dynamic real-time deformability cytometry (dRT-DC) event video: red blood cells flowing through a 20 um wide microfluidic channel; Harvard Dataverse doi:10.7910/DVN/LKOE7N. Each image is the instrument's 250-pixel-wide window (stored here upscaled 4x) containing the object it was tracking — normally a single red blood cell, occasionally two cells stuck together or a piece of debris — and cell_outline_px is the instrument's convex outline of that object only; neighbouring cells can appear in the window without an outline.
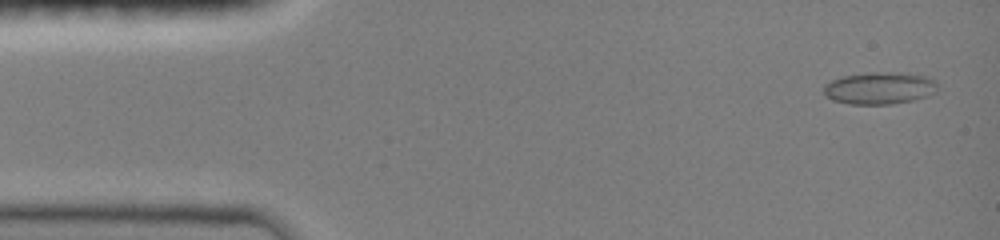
{"species": "common noctule bat (a hibernating species)", "species_latin": "Nyctalus noctula", "temperature_condition": "room temperature", "stored_images_in_passage": 47, "camera_frame_rate_fps": 3000, "um_per_image_px": 0.085, "animal": {"sex": "female", "body_mass_g": 19.0, "forearm_length_mm": 51.5}, "frame": {"image": 1, "passage_image": 2, "time_ms": 0.333, "image_size_px": [1000, 240], "cell_outline_px": [[936, 92], [912, 100], [892, 104], [848, 104], [832, 100], [824, 96], [824, 84], [832, 80], [844, 76], [864, 72], [900, 72], [924, 76], [936, 80]], "centroid_in_image_um": [74.72, 7.48], "position_along_channel_um": 10.3, "area_um2": 21.39}}
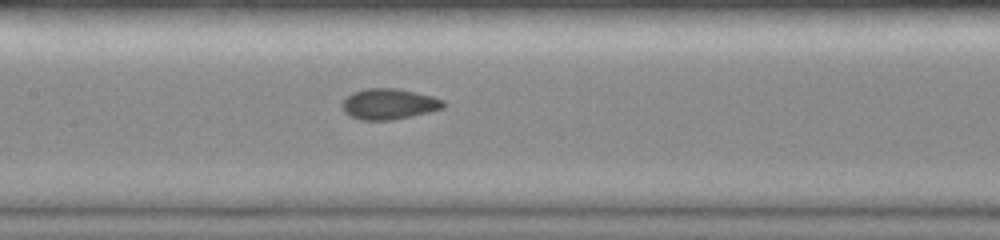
{"frame": {"image": 2, "passage_image": 22, "time_ms": 7.0, "image_size_px": [1000, 240], "cell_outline_px": [[444, 108], [412, 116], [392, 120], [360, 120], [348, 116], [344, 112], [340, 104], [352, 92], [364, 88], [396, 88], [416, 92], [432, 96], [444, 100]], "centroid_in_image_um": [33.02, 8.84], "position_along_channel_um": 174.4, "area_um2": 18.32}}
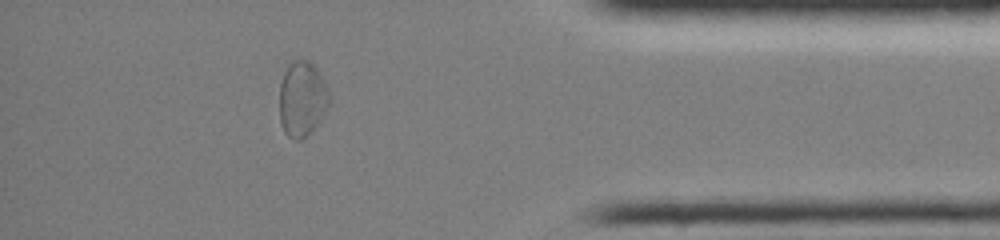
{"frame": {"image": 3, "passage_image": 41, "time_ms": 13.333, "image_size_px": [1000, 240], "cell_outline_px": [[328, 104], [324, 112], [316, 124], [300, 140], [292, 140], [284, 132], [280, 120], [280, 84], [284, 72], [288, 64], [292, 60], [308, 60], [316, 68], [328, 88]], "centroid_in_image_um": [25.64, 8.38], "position_along_channel_um": 409.6, "area_um2": 21.39}, "authors_computed_cell_mechanics": {"area_um2": 18.3226, "velocity_mm_per_s": 4.0389, "shape_relaxation_time_tau1_ms": null, "shape_relaxation_time_tau2_ms": 1.6415, "deformation_change_tau1": null, "deformation_change_tau2": 0.0593}}